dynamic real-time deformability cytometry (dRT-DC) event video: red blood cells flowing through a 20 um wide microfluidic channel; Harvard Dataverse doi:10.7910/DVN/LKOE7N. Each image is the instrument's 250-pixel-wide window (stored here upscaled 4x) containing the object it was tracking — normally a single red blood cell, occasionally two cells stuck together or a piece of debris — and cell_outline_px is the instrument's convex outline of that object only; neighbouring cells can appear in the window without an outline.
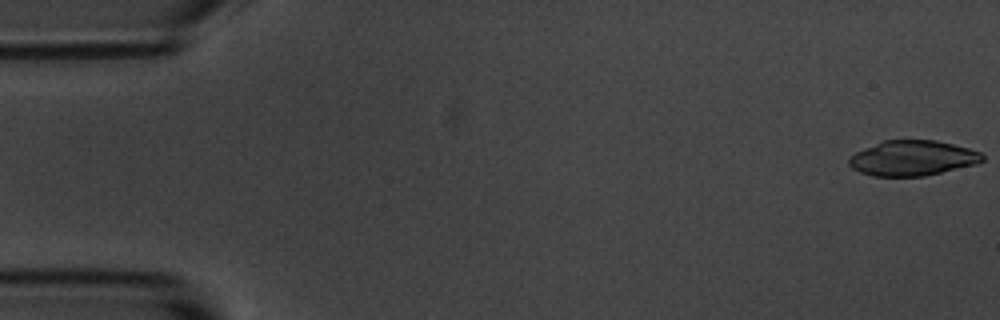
{"species": "common noctule bat (a hibernating species)", "species_latin": "Nyctalus noctula", "temperature_condition": "room temperature", "stored_images_in_passage": 54, "camera_frame_rate_fps": 3000, "um_per_image_px": 0.085, "animal": {"sex": "male", "body_mass_g": 20.1, "forearm_length_mm": 53.5}, "frame": {"image": 1, "passage_image": 1, "time_ms": 0.0, "image_size_px": [1000, 320], "cell_outline_px": [[984, 160], [976, 164], [924, 176], [872, 176], [860, 172], [852, 168], [848, 164], [848, 156], [864, 148], [884, 140], [936, 140], [968, 148], [980, 152], [984, 156]], "centroid_in_image_um": [77.54, 13.44], "position_along_channel_um": 7.5, "area_um2": 27.34}}